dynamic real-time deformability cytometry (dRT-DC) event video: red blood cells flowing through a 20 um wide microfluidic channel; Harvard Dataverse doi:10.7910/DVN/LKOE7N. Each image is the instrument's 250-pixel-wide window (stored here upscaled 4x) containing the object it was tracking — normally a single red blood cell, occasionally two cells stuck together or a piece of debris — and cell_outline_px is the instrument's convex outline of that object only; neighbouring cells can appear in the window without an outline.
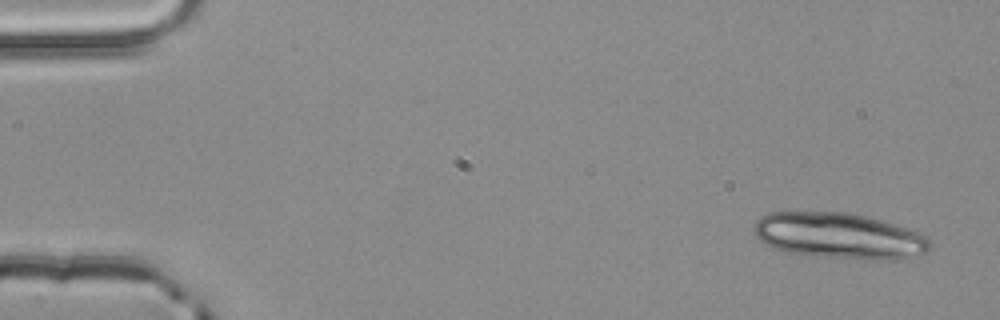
{"species": "common noctule bat (a hibernating species)", "species_latin": "Nyctalus noctula", "temperature_condition": "room temperature", "stored_images_in_passage": 4, "camera_frame_rate_fps": 3000, "um_per_image_px": 0.085, "animal": {"sex": "male", "body_mass_g": 20.4}, "frame": {"image": 1, "passage_image": 1, "time_ms": 0.0, "image_size_px": [1000, 320], "cell_outline_px": [[932, 244], [928, 252], [916, 256], [892, 260], [872, 260], [816, 256], [788, 252], [772, 248], [764, 244], [756, 236], [756, 220], [760, 216], [768, 212], [848, 212], [868, 216], [908, 228], [928, 236]], "centroid_in_image_um": [71.38, 20.05], "position_along_channel_um": 13.6, "area_um2": 47.51}}